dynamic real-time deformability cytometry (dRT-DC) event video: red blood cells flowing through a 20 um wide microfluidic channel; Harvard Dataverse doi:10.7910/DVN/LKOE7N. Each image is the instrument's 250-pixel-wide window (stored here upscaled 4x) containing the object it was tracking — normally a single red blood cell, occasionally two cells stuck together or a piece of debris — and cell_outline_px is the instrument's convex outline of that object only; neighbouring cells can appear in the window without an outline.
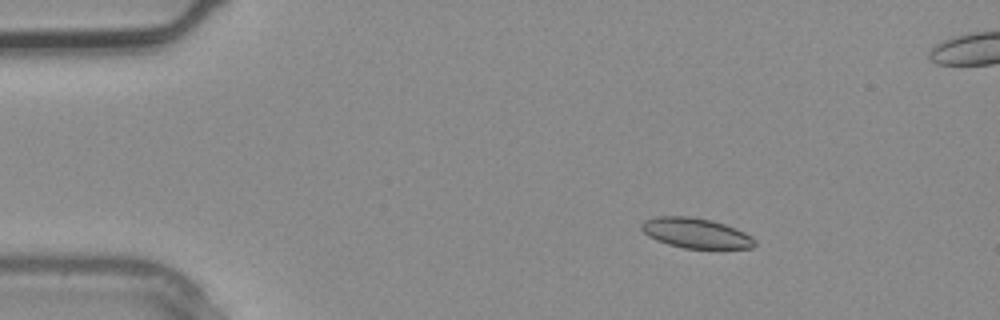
{"species": "common noctule bat (a hibernating species)", "species_latin": "Nyctalus noctula", "temperature_condition": "warm", "stored_images_in_passage": 3, "camera_frame_rate_fps": 3000, "um_per_image_px": 0.085, "animal": {"sex": "male", "body_mass_g": 20.4}, "frame": {"image": 1, "passage_image": 1, "time_ms": 0.0, "image_size_px": [1000, 320], "cell_outline_px": [[756, 244], [752, 248], [684, 248], [668, 244], [656, 240], [648, 236], [640, 228], [640, 224], [644, 220], [652, 216], [692, 216], [712, 220], [736, 228], [752, 236], [756, 240]], "centroid_in_image_um": [59.12, 19.79], "position_along_channel_um": 25.9, "area_um2": 20.06}}